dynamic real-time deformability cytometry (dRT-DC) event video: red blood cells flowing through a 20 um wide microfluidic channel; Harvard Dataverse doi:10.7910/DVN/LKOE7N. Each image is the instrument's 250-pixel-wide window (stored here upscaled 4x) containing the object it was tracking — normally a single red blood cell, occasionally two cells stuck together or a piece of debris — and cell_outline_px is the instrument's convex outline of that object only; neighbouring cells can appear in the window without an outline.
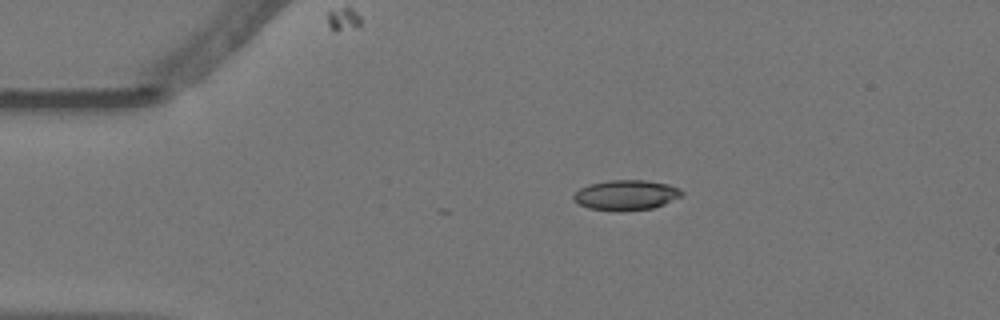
{"species": "Egyptian fruit bat (a non-hibernating species)", "species_latin": "Rousettus aegyptiacus", "temperature_condition": "warm", "stored_images_in_passage": 2, "camera_frame_rate_fps": 3000, "um_per_image_px": 0.085, "animal": {"sex": "female"}, "frame": {"image": 1, "passage_image": 2, "time_ms": 0.333, "image_size_px": [1000, 320], "cell_outline_px": [[684, 192], [680, 196], [664, 204], [652, 208], [588, 208], [572, 200], [572, 196], [580, 188], [588, 184], [608, 180], [648, 180], [668, 184], [680, 188]], "centroid_in_image_um": [53.22, 16.52], "position_along_channel_um": 31.8, "area_um2": 18.26}}